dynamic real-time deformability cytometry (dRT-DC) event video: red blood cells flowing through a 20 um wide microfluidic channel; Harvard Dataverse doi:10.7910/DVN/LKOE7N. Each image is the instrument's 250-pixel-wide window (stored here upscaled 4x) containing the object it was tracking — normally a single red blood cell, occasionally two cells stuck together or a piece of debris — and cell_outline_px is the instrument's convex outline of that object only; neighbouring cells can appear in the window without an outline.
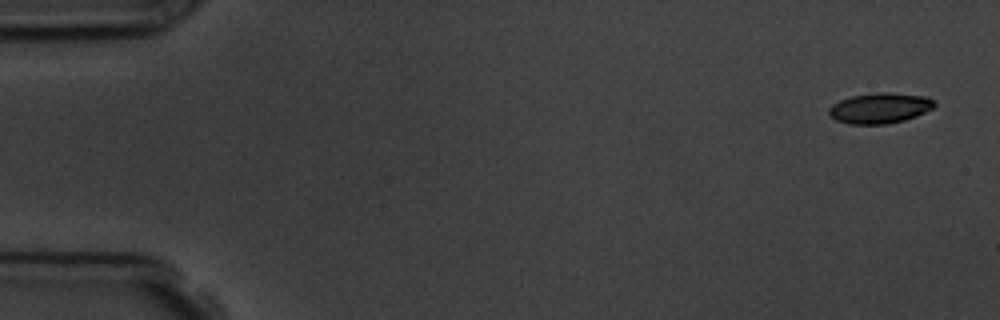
{"species": "common noctule bat (a hibernating species)", "species_latin": "Nyctalus noctula", "temperature_condition": "room temperature", "stored_images_in_passage": 15, "camera_frame_rate_fps": 3000, "um_per_image_px": 0.085, "animal": {"sex": "male", "body_mass_g": 19.5, "forearm_length_mm": 54.6}, "frame": {"image": 1, "passage_image": 1, "time_ms": 0.0, "image_size_px": [1000, 320], "cell_outline_px": [[936, 104], [932, 108], [916, 116], [904, 120], [884, 124], [848, 124], [836, 120], [828, 116], [828, 108], [832, 104], [840, 100], [852, 96], [880, 92], [888, 92], [928, 96]], "centroid_in_image_um": [74.75, 9.19], "position_along_channel_um": 10.2, "area_um2": 18.79}}
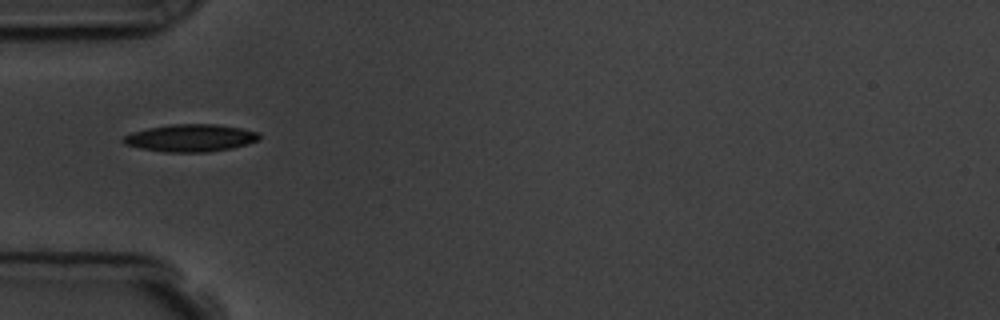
{"frame": {"image": 2, "passage_image": 5, "time_ms": 5.333, "image_size_px": [1000, 320], "cell_outline_px": [[260, 140], [248, 144], [232, 148], [208, 152], [164, 152], [140, 148], [124, 144], [120, 140], [124, 136], [132, 132], [148, 128], [172, 124], [216, 124], [240, 128], [260, 132]], "centroid_in_image_um": [16.21, 11.73], "position_along_channel_um": 68.8, "area_um2": 21.85}}
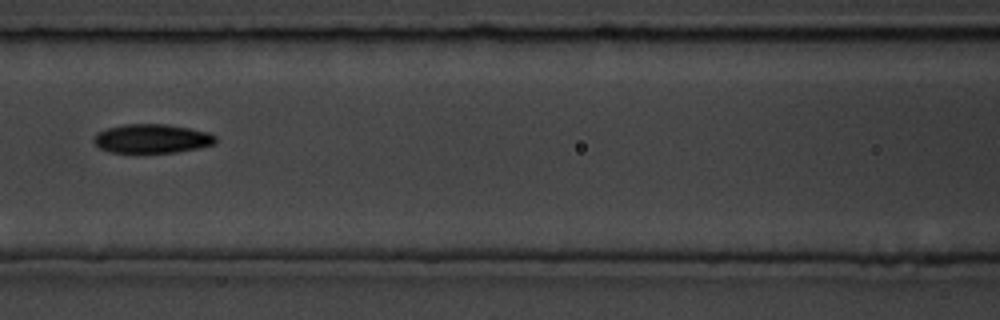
{"frame": {"image": 3, "passage_image": 7, "time_ms": 7.667, "image_size_px": [1000, 320], "cell_outline_px": [[216, 144], [200, 148], [176, 152], [108, 152], [100, 148], [92, 140], [96, 132], [108, 128], [124, 124], [168, 124], [208, 132], [216, 136]], "centroid_in_image_um": [12.92, 11.78], "position_along_channel_um": 153.7, "area_um2": 20.63}, "authors_computed_cell_mechanics": {"area_um2": 19.5942, "velocity_mm_per_s": 3.6342, "shape_relaxation_time_tau1_ms": 6.1653, "shape_relaxation_time_tau2_ms": 7.1249, "deformation_change_tau1": 0.1573, "deformation_change_tau2": 0.1002}}